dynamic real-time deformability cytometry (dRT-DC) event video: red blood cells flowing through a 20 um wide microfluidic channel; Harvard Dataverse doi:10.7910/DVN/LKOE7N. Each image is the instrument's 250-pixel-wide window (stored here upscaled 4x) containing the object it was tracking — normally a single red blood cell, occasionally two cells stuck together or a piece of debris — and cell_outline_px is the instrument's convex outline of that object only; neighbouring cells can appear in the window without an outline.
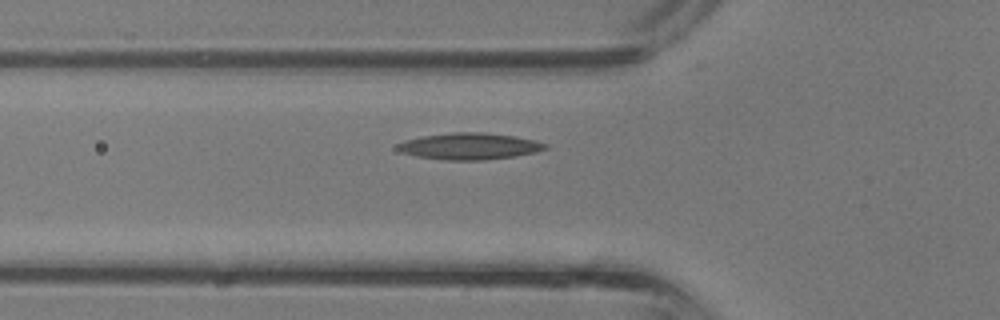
{"species": "common noctule bat (a hibernating species)", "species_latin": "Nyctalus noctula", "temperature_condition": "room temperature", "stored_images_in_passage": 35, "camera_frame_rate_fps": 3000, "um_per_image_px": 0.085, "animal": {"sex": "male", "body_mass_g": 13.3}, "frame": {"image": 1, "passage_image": 13, "time_ms": 4.0, "image_size_px": [1000, 320], "cell_outline_px": [[548, 148], [536, 152], [516, 156], [484, 160], [448, 160], [416, 156], [400, 152], [396, 148], [396, 144], [404, 140], [420, 136], [452, 132], [484, 132], [512, 136], [536, 140], [548, 144]], "centroid_in_image_um": [39.89, 12.42], "position_along_channel_um": 85.9, "area_um2": 23.06}}
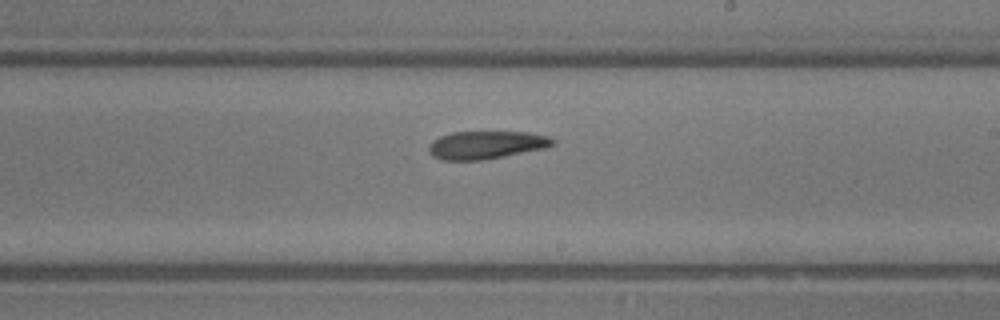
{"frame": {"image": 2, "passage_image": 22, "time_ms": 7.0, "image_size_px": [1000, 320], "cell_outline_px": [[556, 144], [544, 148], [504, 156], [480, 160], [440, 160], [432, 156], [428, 152], [428, 148], [432, 140], [440, 136], [452, 132], [528, 132], [548, 136], [556, 140]], "centroid_in_image_um": [41.31, 12.32], "position_along_channel_um": 247.7, "area_um2": 20.23}}
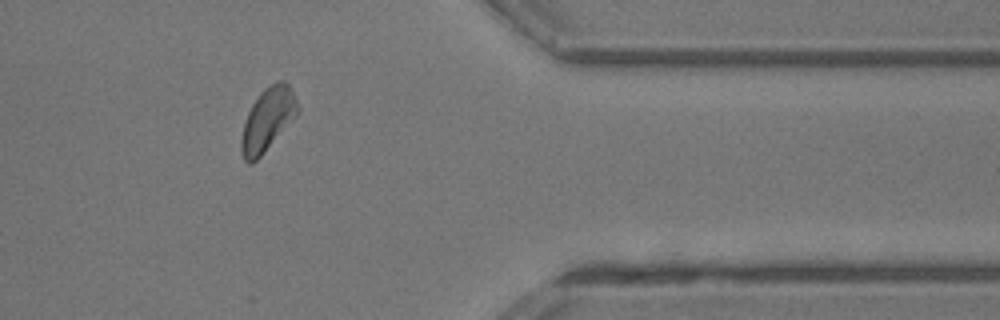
{"frame": {"image": 3, "passage_image": 31, "time_ms": 10.0, "image_size_px": [1000, 320], "cell_outline_px": [[300, 112], [260, 156], [252, 164], [248, 164], [244, 160], [240, 148], [240, 140], [244, 124], [248, 112], [252, 104], [260, 92], [268, 84], [276, 80], [280, 80], [288, 84], [292, 88], [300, 108]], "centroid_in_image_um": [22.76, 10.12], "position_along_channel_um": 388.6, "area_um2": 20.81}}